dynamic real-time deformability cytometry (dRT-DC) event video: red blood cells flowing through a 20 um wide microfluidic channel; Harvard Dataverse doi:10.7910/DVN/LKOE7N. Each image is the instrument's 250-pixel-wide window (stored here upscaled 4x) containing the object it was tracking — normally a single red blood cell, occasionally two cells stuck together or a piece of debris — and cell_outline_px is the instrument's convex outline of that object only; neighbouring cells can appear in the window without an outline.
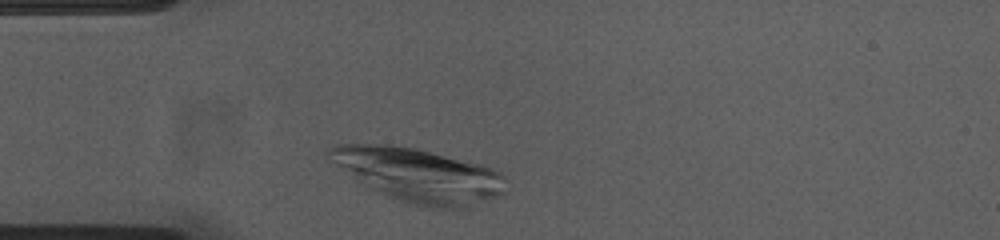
{"species": "common noctule bat (a hibernating species)", "species_latin": "Nyctalus noctula", "temperature_condition": "cold", "stored_images_in_passage": 31, "camera_frame_rate_fps": 3000, "um_per_image_px": 0.085, "animal": {"sex": "female", "body_mass_g": 23.0, "forearm_length_mm": 53.4}, "frame": {"image": 1, "passage_image": 2, "time_ms": 0.333, "image_size_px": [1000, 240], "cell_outline_px": [[508, 192], [460, 212], [456, 212], [432, 208], [412, 204], [400, 200], [380, 192], [364, 184], [324, 156], [324, 152], [328, 148], [336, 144], [392, 144], [416, 148], [480, 164], [492, 168], [500, 172], [504, 176]], "centroid_in_image_um": [35.66, 14.91], "position_along_channel_um": 49.3, "area_um2": 56.01}}
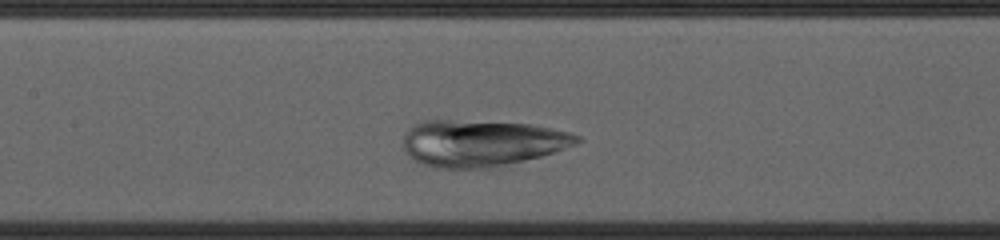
{"frame": {"image": 2, "passage_image": 13, "time_ms": 4.0, "image_size_px": [1000, 240], "cell_outline_px": [[584, 140], [576, 144], [504, 168], [432, 168], [416, 160], [404, 148], [404, 132], [412, 124], [424, 120], [448, 120], [532, 124], [552, 128], [568, 132], [580, 136]], "centroid_in_image_um": [40.96, 12.17], "position_along_channel_um": 166.4, "area_um2": 47.4}}